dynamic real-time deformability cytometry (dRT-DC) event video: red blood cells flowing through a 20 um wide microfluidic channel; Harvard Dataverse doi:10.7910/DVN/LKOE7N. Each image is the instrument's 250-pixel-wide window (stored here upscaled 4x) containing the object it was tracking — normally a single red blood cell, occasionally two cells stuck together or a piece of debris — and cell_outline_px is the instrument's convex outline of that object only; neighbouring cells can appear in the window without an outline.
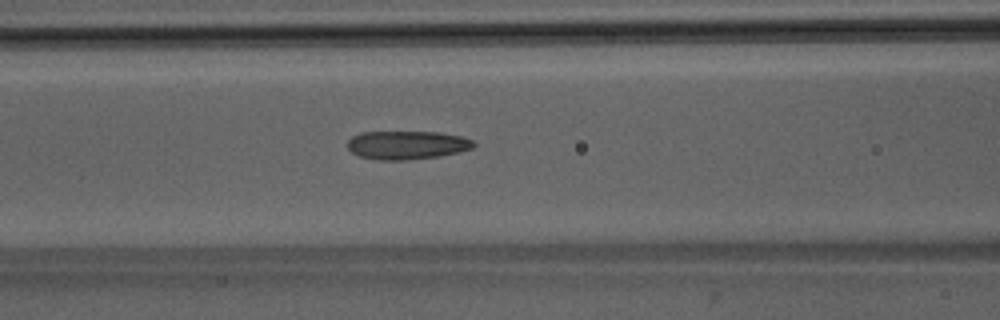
{"species": "Egyptian fruit bat (a non-hibernating species)", "species_latin": "Rousettus aegyptiacus", "temperature_condition": "room temperature", "stored_images_in_passage": 43, "camera_frame_rate_fps": 3000, "um_per_image_px": 0.085, "animal": {"sex": "male"}, "frame": {"image": 1, "passage_image": 16, "time_ms": 5.0, "image_size_px": [1000, 320], "cell_outline_px": [[476, 144], [472, 148], [460, 152], [436, 156], [408, 160], [380, 160], [360, 156], [352, 152], [348, 148], [348, 140], [352, 136], [360, 132], [440, 132], [460, 136], [472, 140]], "centroid_in_image_um": [34.58, 12.32], "position_along_channel_um": 132.0, "area_um2": 20.87}}
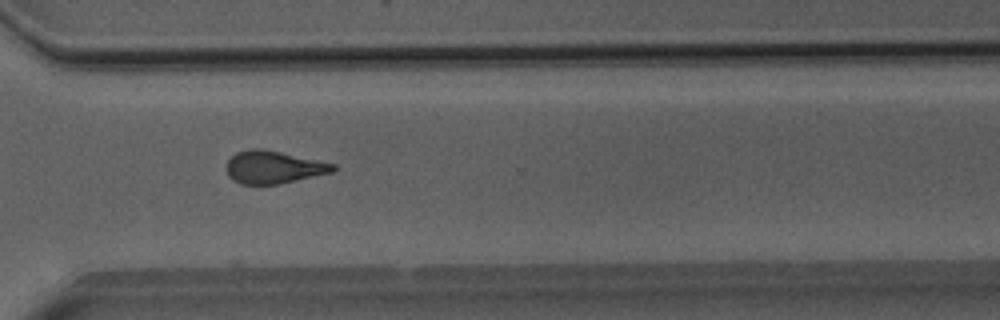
{"frame": {"image": 2, "passage_image": 32, "time_ms": 10.333, "image_size_px": [1000, 320], "cell_outline_px": [[336, 168], [332, 172], [280, 184], [240, 184], [232, 180], [228, 176], [224, 168], [228, 160], [236, 152], [248, 148], [264, 148], [336, 164]], "centroid_in_image_um": [23.2, 14.2], "position_along_channel_um": 347.4, "area_um2": 20.58}}
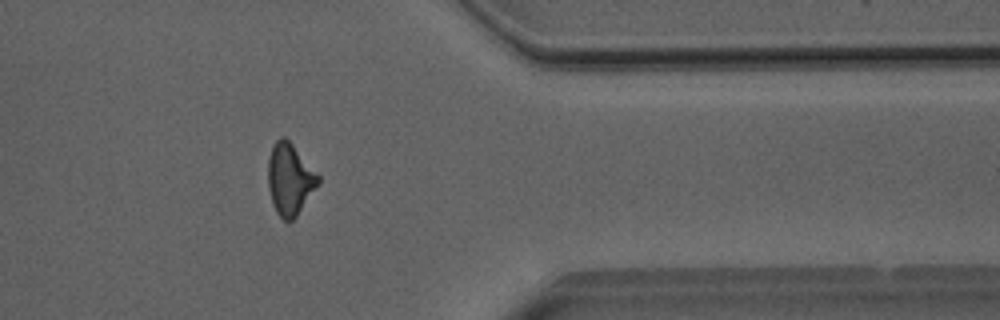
{"frame": {"image": 3, "passage_image": 36, "time_ms": 11.667, "image_size_px": [1000, 320], "cell_outline_px": [[320, 184], [296, 216], [292, 220], [284, 220], [276, 212], [272, 204], [268, 188], [268, 160], [272, 144], [280, 136], [284, 136], [292, 144], [320, 176]], "centroid_in_image_um": [24.63, 15.22], "position_along_channel_um": 386.8, "area_um2": 20.98}, "authors_computed_cell_mechanics": {"area_um2": 21.1548, "velocity_mm_per_s": 4.0433, "shape_relaxation_time_tau1_ms": null, "shape_relaxation_time_tau2_ms": 2.4211, "deformation_change_tau1": null, "deformation_change_tau2": 0.1322}}